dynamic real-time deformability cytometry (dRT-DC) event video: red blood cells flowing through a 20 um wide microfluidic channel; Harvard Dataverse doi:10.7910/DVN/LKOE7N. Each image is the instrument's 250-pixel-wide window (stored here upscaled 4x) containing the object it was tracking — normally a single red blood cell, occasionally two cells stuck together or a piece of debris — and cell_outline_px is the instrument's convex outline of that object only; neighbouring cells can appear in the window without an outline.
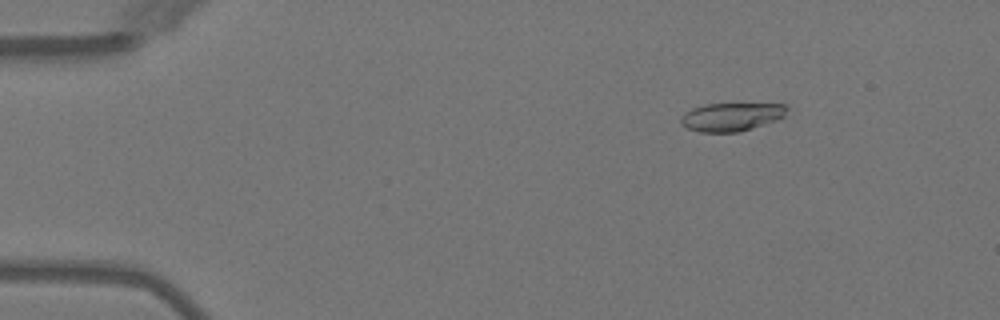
{"species": "Egyptian fruit bat (a non-hibernating species)", "species_latin": "Rousettus aegyptiacus", "temperature_condition": "warm", "stored_images_in_passage": 4, "camera_frame_rate_fps": 3000, "um_per_image_px": 0.085, "animal": {"sex": "female"}, "frame": {"image": 1, "passage_image": 2, "time_ms": 1.0, "image_size_px": [1000, 320], "cell_outline_px": [[788, 108], [784, 116], [776, 120], [740, 132], [700, 132], [688, 128], [680, 120], [680, 116], [684, 112], [692, 108], [704, 104], [788, 104]], "centroid_in_image_um": [62.17, 9.92], "position_along_channel_um": 22.8, "area_um2": 17.46}}
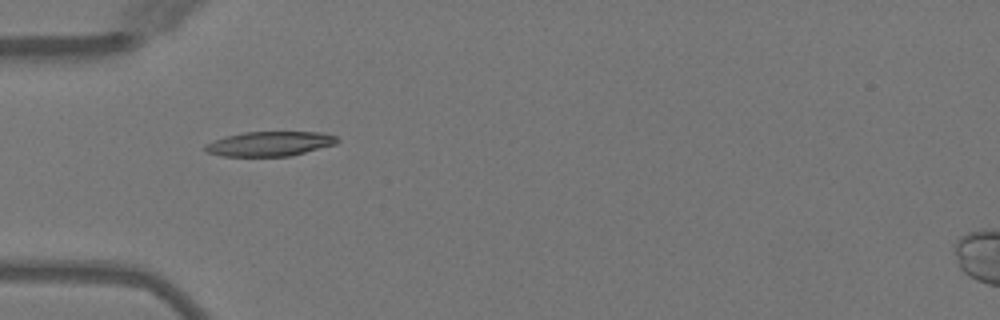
{"frame": {"image": 2, "passage_image": 4, "time_ms": 4.0, "image_size_px": [1000, 320], "cell_outline_px": [[340, 140], [336, 144], [288, 156], [224, 156], [208, 152], [204, 148], [204, 144], [224, 136], [244, 132], [320, 132], [336, 136]], "centroid_in_image_um": [22.91, 12.21], "position_along_channel_um": 62.1, "area_um2": 18.84}}